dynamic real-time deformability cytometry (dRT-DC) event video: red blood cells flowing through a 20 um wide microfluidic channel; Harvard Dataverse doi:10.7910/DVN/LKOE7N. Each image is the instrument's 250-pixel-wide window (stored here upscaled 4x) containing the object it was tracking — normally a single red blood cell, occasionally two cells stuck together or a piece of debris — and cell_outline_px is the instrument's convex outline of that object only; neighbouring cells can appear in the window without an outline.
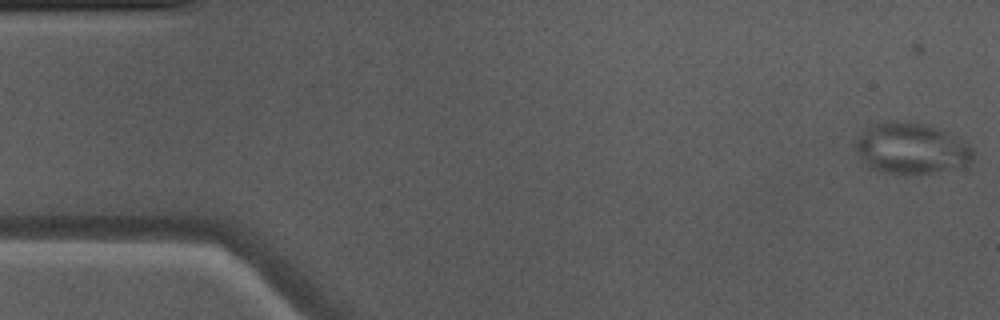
{"species": "Egyptian fruit bat (a non-hibernating species)", "species_latin": "Rousettus aegyptiacus", "temperature_condition": "warm", "stored_images_in_passage": 50, "camera_frame_rate_fps": 3000, "um_per_image_px": 0.085, "animal": {"sex": "male"}, "frame": {"image": 1, "passage_image": 1, "time_ms": 0.0, "image_size_px": [1000, 320], "cell_outline_px": [[972, 160], [968, 164], [936, 172], [880, 172], [864, 164], [856, 148], [856, 140], [860, 132], [864, 128], [888, 120], [896, 120], [924, 124], [944, 132], [968, 144], [972, 148]], "centroid_in_image_um": [77.4, 12.59], "position_along_channel_um": 7.6, "area_um2": 34.1}}
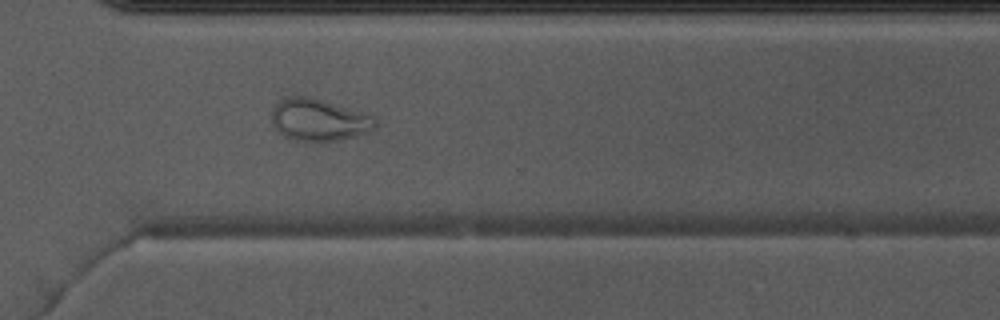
{"frame": {"image": 2, "passage_image": 36, "time_ms": 11.667, "image_size_px": [1000, 320], "cell_outline_px": [[380, 124], [376, 128], [368, 132], [356, 136], [340, 140], [292, 140], [284, 136], [276, 128], [272, 120], [272, 112], [276, 104], [284, 96], [308, 96], [368, 112], [376, 116]], "centroid_in_image_um": [27.2, 10.16], "position_along_channel_um": 343.4, "area_um2": 25.78}}
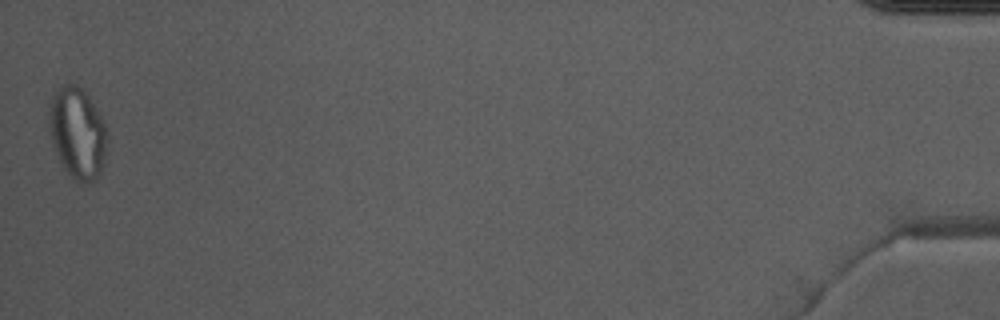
{"frame": {"image": 3, "passage_image": 50, "time_ms": 16.333, "image_size_px": [1000, 320], "cell_outline_px": [[104, 164], [96, 180], [88, 184], [80, 184], [64, 168], [52, 144], [48, 128], [48, 108], [52, 96], [64, 84], [76, 84], [88, 96], [104, 124]], "centroid_in_image_um": [6.53, 11.33], "position_along_channel_um": 428.7, "area_um2": 30.35}, "authors_computed_cell_mechanics": {"area_um2": 28.322, "velocity_mm_per_s": 4.0575, "shape_relaxation_time_tau1_ms": null, "shape_relaxation_time_tau2_ms": 1.9686, "deformation_change_tau1": null, "deformation_change_tau2": 0.0724}}